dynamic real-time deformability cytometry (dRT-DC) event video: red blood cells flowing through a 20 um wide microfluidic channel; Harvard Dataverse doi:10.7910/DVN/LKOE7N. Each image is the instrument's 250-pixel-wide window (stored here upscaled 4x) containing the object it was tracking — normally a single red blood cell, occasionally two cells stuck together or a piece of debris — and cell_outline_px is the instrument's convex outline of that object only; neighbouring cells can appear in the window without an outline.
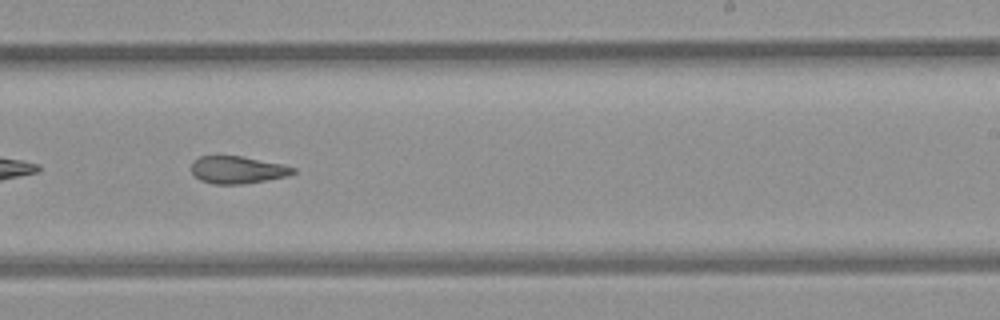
{"species": "common noctule bat (a hibernating species)", "species_latin": "Nyctalus noctula", "temperature_condition": "room temperature", "stored_images_in_passage": 39, "camera_frame_rate_fps": 3000, "um_per_image_px": 0.085, "animal": {"sex": "female", "body_mass_g": 21.9}, "frame": {"image": 1, "passage_image": 17, "time_ms": 5.333, "image_size_px": [1000, 320], "cell_outline_px": [[296, 172], [288, 176], [244, 184], [212, 184], [200, 180], [192, 172], [192, 160], [200, 156], [240, 156], [280, 164], [296, 168]], "centroid_in_image_um": [20.17, 14.44], "position_along_channel_um": 268.8, "area_um2": 16.13}}
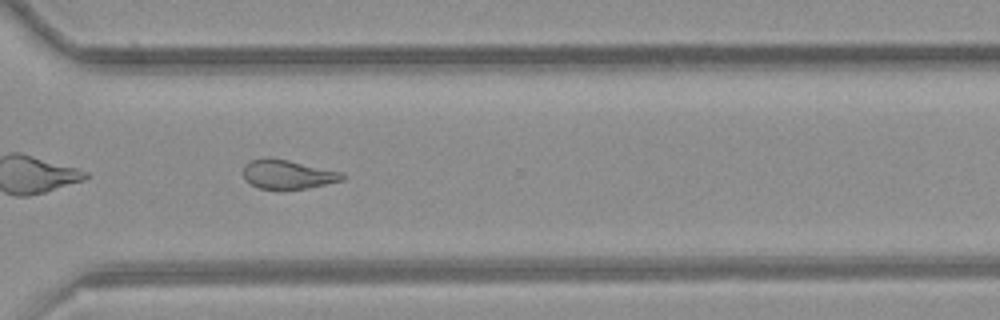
{"frame": {"image": 2, "passage_image": 23, "time_ms": 7.333, "image_size_px": [1000, 320], "cell_outline_px": [[348, 176], [344, 180], [308, 188], [260, 188], [244, 180], [244, 164], [252, 160], [268, 156], [288, 160], [344, 172]], "centroid_in_image_um": [24.5, 14.79], "position_along_channel_um": 346.1, "area_um2": 16.82}, "authors_computed_cell_mechanics": {"area_um2": 17.5712, "velocity_mm_per_s": 3.878, "shape_relaxation_time_tau1_ms": null, "shape_relaxation_time_tau2_ms": 4.1038, "deformation_change_tau1": null, "deformation_change_tau2": 0.1222}}